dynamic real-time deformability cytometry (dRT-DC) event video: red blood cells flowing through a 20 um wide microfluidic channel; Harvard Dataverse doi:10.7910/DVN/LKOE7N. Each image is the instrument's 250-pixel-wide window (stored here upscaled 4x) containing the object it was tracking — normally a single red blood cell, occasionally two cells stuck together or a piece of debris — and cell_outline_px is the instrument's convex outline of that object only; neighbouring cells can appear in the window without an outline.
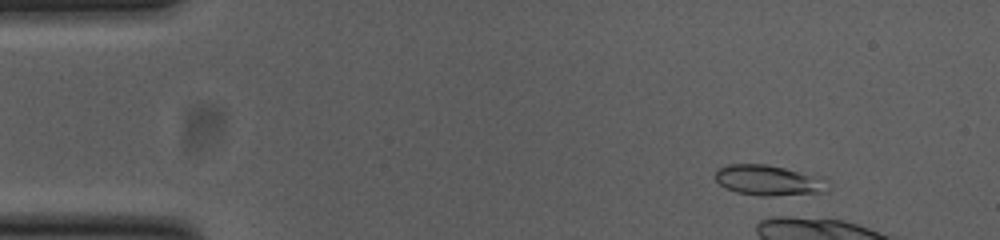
{"species": "common noctule bat (a hibernating species)", "species_latin": "Nyctalus noctula", "temperature_condition": "cold", "stored_images_in_passage": 8, "camera_frame_rate_fps": 3000, "um_per_image_px": 0.085, "animal": {"sex": "female", "body_mass_g": 23.0, "forearm_length_mm": 53.4}, "frame": {"image": 1, "passage_image": 6, "time_ms": 1.667, "image_size_px": [1000, 240], "cell_outline_px": [[824, 192], [772, 196], [760, 196], [736, 192], [724, 188], [716, 180], [716, 168], [728, 164], [764, 164], [824, 176]], "centroid_in_image_um": [65.27, 15.32], "position_along_channel_um": 19.7, "area_um2": 19.88}}